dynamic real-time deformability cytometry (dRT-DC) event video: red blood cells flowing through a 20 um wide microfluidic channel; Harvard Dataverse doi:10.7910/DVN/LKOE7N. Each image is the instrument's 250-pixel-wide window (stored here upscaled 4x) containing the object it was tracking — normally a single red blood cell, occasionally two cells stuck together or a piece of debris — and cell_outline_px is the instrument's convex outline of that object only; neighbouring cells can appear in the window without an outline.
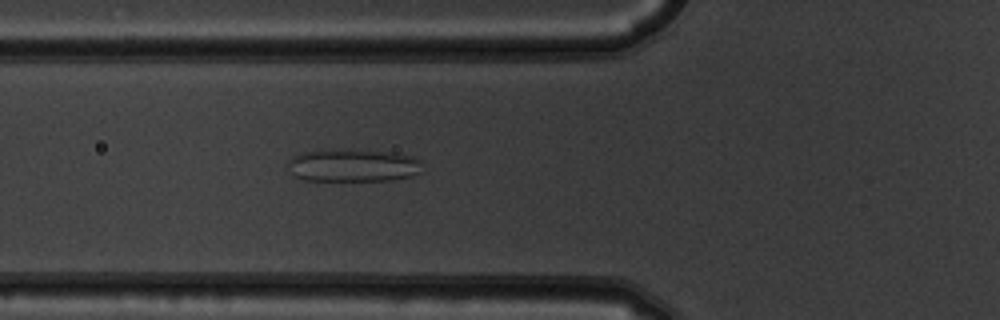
{"species": "common noctule bat (a hibernating species)", "species_latin": "Nyctalus noctula", "temperature_condition": "warm", "stored_images_in_passage": 3, "camera_frame_rate_fps": 3000, "um_per_image_px": 0.085, "animal": {"sex": "male", "body_mass_g": 19.5, "forearm_length_mm": 54.6}, "frame": {"image": 1, "passage_image": 3, "time_ms": 0.667, "image_size_px": [1000, 320], "cell_outline_px": [[420, 172], [412, 176], [392, 180], [304, 180], [288, 172], [288, 160], [292, 156], [304, 152], [392, 152], [416, 156], [420, 160]], "centroid_in_image_um": [30.03, 14.1], "position_along_channel_um": 95.8, "area_um2": 24.74}}